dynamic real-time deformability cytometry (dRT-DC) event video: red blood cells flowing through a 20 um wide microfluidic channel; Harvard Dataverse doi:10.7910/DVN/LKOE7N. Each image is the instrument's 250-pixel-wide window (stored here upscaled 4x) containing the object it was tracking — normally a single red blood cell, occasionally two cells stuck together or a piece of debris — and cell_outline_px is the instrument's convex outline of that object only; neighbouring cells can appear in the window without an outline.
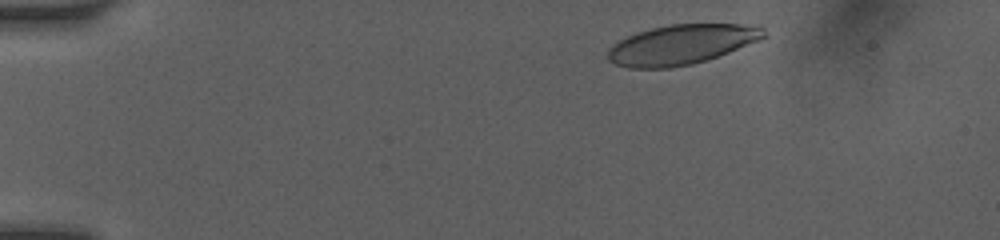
{"species": "human", "species_latin": "Homo sapiens", "temperature_condition": "room temperature", "stored_images_in_passage": 21, "camera_frame_rate_fps": 3000, "um_per_image_px": 0.085, "donor": {"sex": "female"}, "frame": {"image": 1, "passage_image": 2, "time_ms": 0.667, "image_size_px": [1000, 240], "cell_outline_px": [[764, 36], [760, 40], [728, 52], [692, 64], [668, 68], [628, 68], [616, 64], [608, 60], [608, 48], [612, 44], [628, 36], [652, 28], [672, 24], [760, 24], [764, 28]], "centroid_in_image_um": [57.93, 3.78], "position_along_channel_um": 27.1, "area_um2": 35.95}}
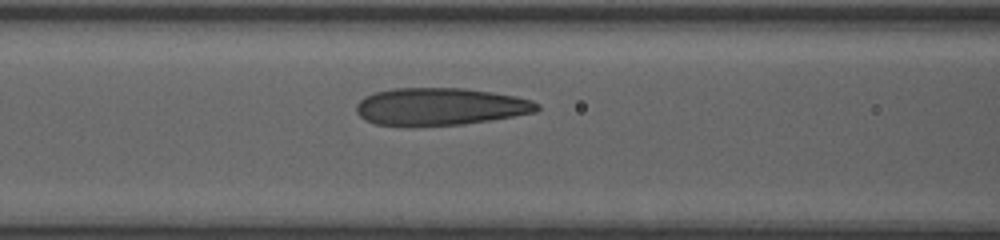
{"frame": {"image": 2, "passage_image": 13, "time_ms": 5.333, "image_size_px": [1000, 240], "cell_outline_px": [[540, 108], [536, 112], [488, 120], [460, 124], [412, 128], [376, 124], [364, 120], [356, 112], [356, 104], [364, 96], [372, 92], [392, 88], [464, 88], [492, 92], [516, 96], [532, 100], [540, 104]], "centroid_in_image_um": [37.35, 9.07], "position_along_channel_um": 129.3, "area_um2": 40.11}}
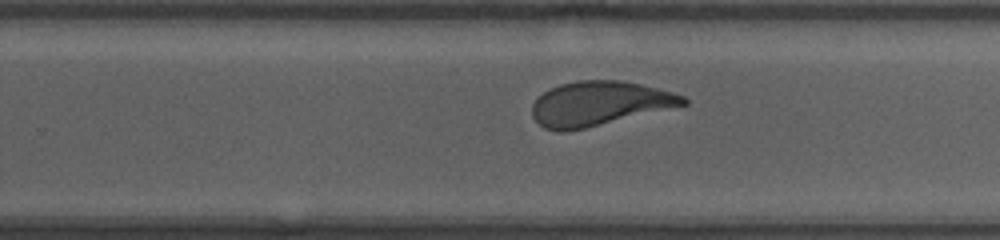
{"frame": {"image": 3, "passage_image": 21, "time_ms": 9.0, "image_size_px": [1000, 240], "cell_outline_px": [[688, 104], [584, 128], [564, 132], [560, 132], [544, 128], [532, 116], [532, 104], [544, 92], [560, 84], [580, 80], [620, 80], [640, 84], [672, 92], [684, 96], [688, 100]], "centroid_in_image_um": [50.92, 8.8], "position_along_channel_um": 278.9, "area_um2": 38.55}}